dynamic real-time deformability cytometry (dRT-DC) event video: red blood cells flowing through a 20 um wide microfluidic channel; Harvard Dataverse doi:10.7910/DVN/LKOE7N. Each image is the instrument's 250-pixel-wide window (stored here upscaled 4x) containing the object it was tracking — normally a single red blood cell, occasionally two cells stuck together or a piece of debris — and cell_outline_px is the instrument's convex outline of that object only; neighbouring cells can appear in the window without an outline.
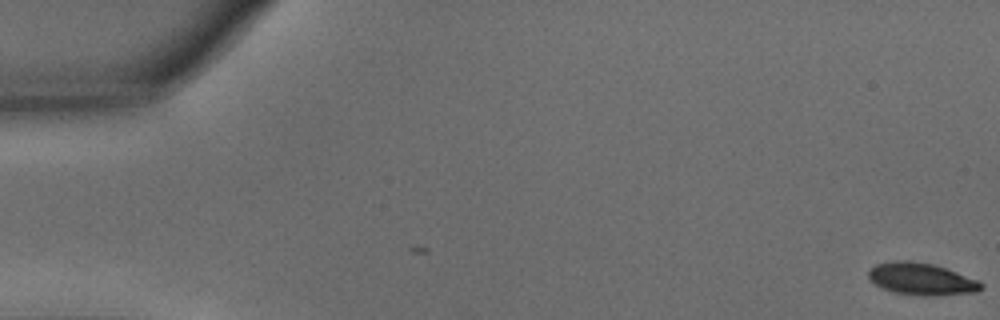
{"species": "common noctule bat (a hibernating species)", "species_latin": "Nyctalus noctula", "temperature_condition": "warm", "stored_images_in_passage": 2, "camera_frame_rate_fps": 3000, "um_per_image_px": 0.085, "animal": {"sex": "male", "body_mass_g": 15.6}, "frame": {"image": 1, "passage_image": 2, "time_ms": 0.333, "image_size_px": [1000, 320], "cell_outline_px": [[984, 288], [976, 292], [932, 296], [896, 292], [884, 288], [876, 284], [868, 276], [868, 272], [876, 264], [892, 260], [908, 260], [932, 264], [980, 280], [984, 284]], "centroid_in_image_um": [78.37, 23.7], "position_along_channel_um": 6.6, "area_um2": 20.81}}